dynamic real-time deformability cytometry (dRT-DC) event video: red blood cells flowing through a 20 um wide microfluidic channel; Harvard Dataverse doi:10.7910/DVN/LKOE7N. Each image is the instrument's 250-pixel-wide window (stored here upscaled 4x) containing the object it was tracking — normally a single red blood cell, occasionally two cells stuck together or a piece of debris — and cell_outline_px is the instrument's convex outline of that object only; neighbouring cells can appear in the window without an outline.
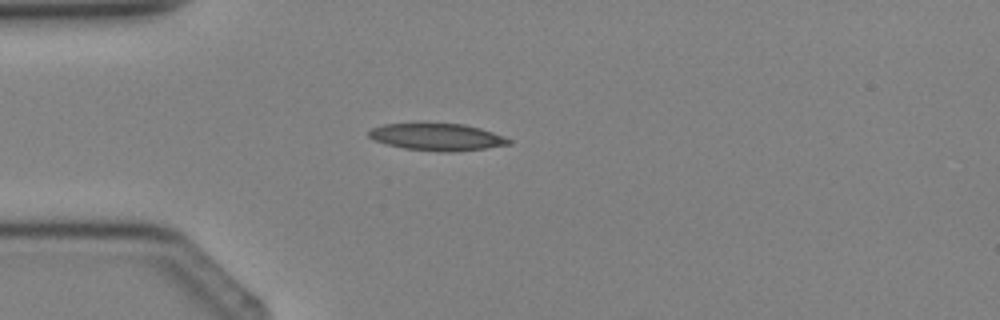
{"species": "Egyptian fruit bat (a non-hibernating species)", "species_latin": "Rousettus aegyptiacus", "temperature_condition": "cold", "stored_images_in_passage": 2, "camera_frame_rate_fps": 3000, "um_per_image_px": 0.085, "animal": {"sex": "female"}, "frame": {"image": 1, "passage_image": 2, "time_ms": 1.0, "image_size_px": [1000, 320], "cell_outline_px": [[512, 144], [484, 148], [452, 152], [444, 152], [404, 148], [388, 144], [376, 140], [368, 136], [368, 132], [372, 128], [384, 124], [464, 124], [480, 128], [504, 136], [512, 140]], "centroid_in_image_um": [37.19, 11.65], "position_along_channel_um": 47.8, "area_um2": 21.73}}